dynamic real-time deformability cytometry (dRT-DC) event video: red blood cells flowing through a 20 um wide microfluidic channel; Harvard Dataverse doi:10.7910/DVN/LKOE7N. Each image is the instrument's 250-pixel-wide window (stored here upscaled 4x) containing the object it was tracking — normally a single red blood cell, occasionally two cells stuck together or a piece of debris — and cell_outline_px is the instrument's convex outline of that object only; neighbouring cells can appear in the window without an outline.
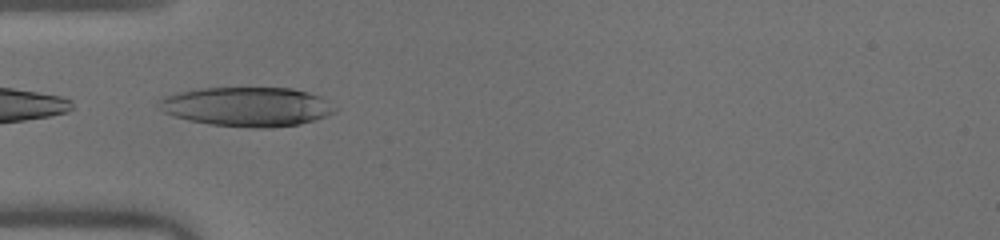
{"species": "human", "species_latin": "Homo sapiens", "temperature_condition": "warm", "stored_images_in_passage": 30, "camera_frame_rate_fps": 3000, "um_per_image_px": 0.085, "donor": {"sex": "male"}, "frame": {"image": 1, "passage_image": 1, "time_ms": 0.0, "image_size_px": [1000, 240], "cell_outline_px": [[336, 112], [328, 116], [316, 120], [300, 124], [272, 128], [252, 128], [208, 124], [188, 120], [164, 112], [156, 104], [164, 96], [176, 92], [200, 88], [292, 88], [308, 92], [320, 96], [336, 108]], "centroid_in_image_um": [21.01, 9.07], "position_along_channel_um": 64.0, "area_um2": 40.58}}
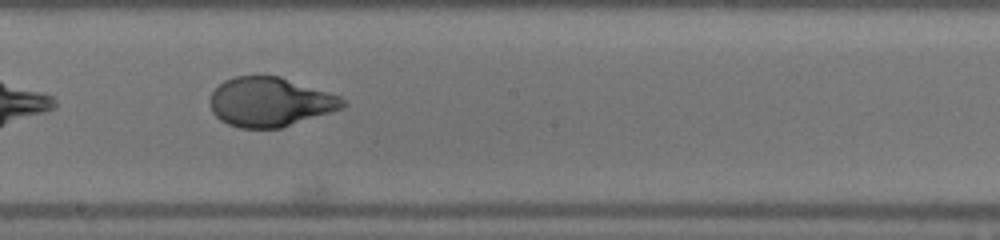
{"frame": {"image": 2, "passage_image": 13, "time_ms": 4.0, "image_size_px": [1000, 240], "cell_outline_px": [[348, 104], [344, 108], [280, 128], [240, 128], [228, 124], [220, 120], [212, 112], [208, 104], [208, 100], [212, 92], [224, 80], [236, 76], [280, 76], [340, 96]], "centroid_in_image_um": [22.93, 8.67], "position_along_channel_um": 225.3, "area_um2": 38.21}}
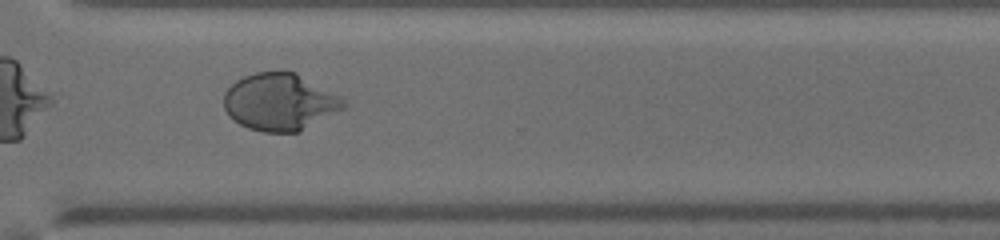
{"frame": {"image": 3, "passage_image": 22, "time_ms": 7.0, "image_size_px": [1000, 240], "cell_outline_px": [[348, 104], [344, 108], [300, 132], [264, 132], [248, 128], [240, 124], [228, 116], [224, 108], [224, 92], [236, 80], [244, 76], [256, 72], [296, 72], [344, 96], [348, 100]], "centroid_in_image_um": [23.83, 8.66], "position_along_channel_um": 346.8, "area_um2": 40.34}, "authors_computed_cell_mechanics": {"area_um2": 39.3907, "velocity_mm_per_s": 4.0634, "shape_relaxation_time_tau1_ms": 5.6651, "shape_relaxation_time_tau2_ms": null, "deformation_change_tau1": 0.2951, "deformation_change_tau2": null}}